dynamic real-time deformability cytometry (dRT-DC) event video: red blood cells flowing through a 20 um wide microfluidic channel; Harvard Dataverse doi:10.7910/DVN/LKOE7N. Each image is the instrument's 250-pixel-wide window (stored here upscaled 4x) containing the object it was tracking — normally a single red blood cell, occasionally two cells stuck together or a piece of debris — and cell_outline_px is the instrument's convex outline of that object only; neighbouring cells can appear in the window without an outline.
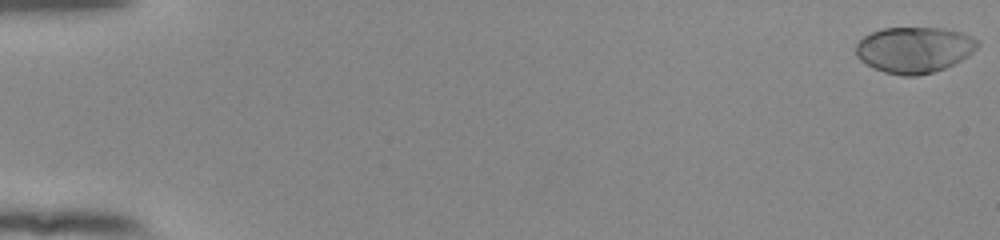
{"species": "human", "species_latin": "Homo sapiens", "temperature_condition": "room temperature", "stored_images_in_passage": 22, "camera_frame_rate_fps": 3000, "um_per_image_px": 0.085, "donor": {"sex": "female"}, "frame": {"image": 1, "passage_image": 1, "time_ms": 0.0, "image_size_px": [1000, 240], "cell_outline_px": [[980, 44], [968, 56], [944, 68], [932, 72], [916, 76], [900, 76], [884, 72], [872, 68], [860, 60], [856, 56], [856, 44], [864, 36], [880, 28], [944, 28], [960, 32], [972, 36], [980, 40]], "centroid_in_image_um": [77.7, 4.23], "position_along_channel_um": 7.3, "area_um2": 32.77}}
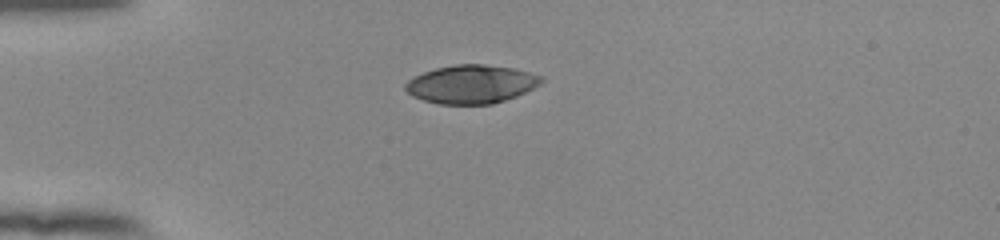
{"frame": {"image": 2, "passage_image": 16, "time_ms": 5.0, "image_size_px": [1000, 240], "cell_outline_px": [[544, 80], [540, 84], [516, 96], [492, 104], [440, 104], [424, 100], [412, 96], [404, 88], [404, 84], [408, 80], [424, 72], [436, 68], [456, 64], [484, 64], [512, 68], [544, 76]], "centroid_in_image_um": [40.06, 7.15], "position_along_channel_um": 44.9, "area_um2": 30.29}}
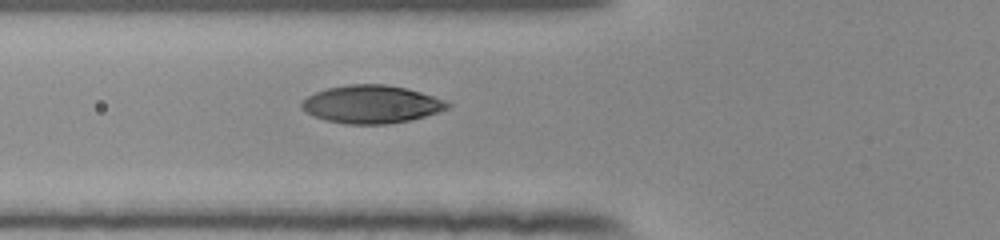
{"frame": {"image": 3, "passage_image": 22, "time_ms": 7.0, "image_size_px": [1000, 240], "cell_outline_px": [[452, 104], [448, 108], [424, 116], [408, 120], [388, 124], [348, 124], [324, 120], [300, 108], [300, 100], [316, 92], [328, 88], [348, 84], [384, 84], [404, 88], [420, 92], [444, 100]], "centroid_in_image_um": [31.53, 8.86], "position_along_channel_um": 94.3, "area_um2": 31.96}}